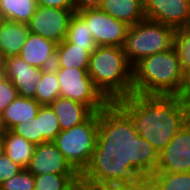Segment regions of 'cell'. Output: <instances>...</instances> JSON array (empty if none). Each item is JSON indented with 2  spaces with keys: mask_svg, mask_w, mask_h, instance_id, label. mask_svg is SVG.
<instances>
[{
  "mask_svg": "<svg viewBox=\"0 0 190 190\" xmlns=\"http://www.w3.org/2000/svg\"><path fill=\"white\" fill-rule=\"evenodd\" d=\"M114 152L118 165L144 168L190 119L177 96L132 94L113 105Z\"/></svg>",
  "mask_w": 190,
  "mask_h": 190,
  "instance_id": "obj_1",
  "label": "cell"
},
{
  "mask_svg": "<svg viewBox=\"0 0 190 190\" xmlns=\"http://www.w3.org/2000/svg\"><path fill=\"white\" fill-rule=\"evenodd\" d=\"M53 142L81 176L107 171L117 164L114 112H93L81 124L61 131Z\"/></svg>",
  "mask_w": 190,
  "mask_h": 190,
  "instance_id": "obj_2",
  "label": "cell"
},
{
  "mask_svg": "<svg viewBox=\"0 0 190 190\" xmlns=\"http://www.w3.org/2000/svg\"><path fill=\"white\" fill-rule=\"evenodd\" d=\"M87 72L96 89L112 106L133 94V66L122 47L97 46L90 54Z\"/></svg>",
  "mask_w": 190,
  "mask_h": 190,
  "instance_id": "obj_3",
  "label": "cell"
},
{
  "mask_svg": "<svg viewBox=\"0 0 190 190\" xmlns=\"http://www.w3.org/2000/svg\"><path fill=\"white\" fill-rule=\"evenodd\" d=\"M183 81L174 47L142 58L133 66V94L176 96Z\"/></svg>",
  "mask_w": 190,
  "mask_h": 190,
  "instance_id": "obj_4",
  "label": "cell"
},
{
  "mask_svg": "<svg viewBox=\"0 0 190 190\" xmlns=\"http://www.w3.org/2000/svg\"><path fill=\"white\" fill-rule=\"evenodd\" d=\"M174 34L172 27L144 19L129 26L122 49L128 62L134 66L144 57L172 48Z\"/></svg>",
  "mask_w": 190,
  "mask_h": 190,
  "instance_id": "obj_5",
  "label": "cell"
},
{
  "mask_svg": "<svg viewBox=\"0 0 190 190\" xmlns=\"http://www.w3.org/2000/svg\"><path fill=\"white\" fill-rule=\"evenodd\" d=\"M60 83V97L86 105L92 112H113V106L96 89L88 69L54 68Z\"/></svg>",
  "mask_w": 190,
  "mask_h": 190,
  "instance_id": "obj_6",
  "label": "cell"
},
{
  "mask_svg": "<svg viewBox=\"0 0 190 190\" xmlns=\"http://www.w3.org/2000/svg\"><path fill=\"white\" fill-rule=\"evenodd\" d=\"M140 172H190V119Z\"/></svg>",
  "mask_w": 190,
  "mask_h": 190,
  "instance_id": "obj_7",
  "label": "cell"
},
{
  "mask_svg": "<svg viewBox=\"0 0 190 190\" xmlns=\"http://www.w3.org/2000/svg\"><path fill=\"white\" fill-rule=\"evenodd\" d=\"M88 23L97 46L122 47L129 26L100 8H87L77 12Z\"/></svg>",
  "mask_w": 190,
  "mask_h": 190,
  "instance_id": "obj_8",
  "label": "cell"
},
{
  "mask_svg": "<svg viewBox=\"0 0 190 190\" xmlns=\"http://www.w3.org/2000/svg\"><path fill=\"white\" fill-rule=\"evenodd\" d=\"M74 9L37 6L30 22L29 30L56 44L65 40L68 24Z\"/></svg>",
  "mask_w": 190,
  "mask_h": 190,
  "instance_id": "obj_9",
  "label": "cell"
},
{
  "mask_svg": "<svg viewBox=\"0 0 190 190\" xmlns=\"http://www.w3.org/2000/svg\"><path fill=\"white\" fill-rule=\"evenodd\" d=\"M33 176L52 173L57 175H80L63 156L53 141L35 146L33 156L26 168Z\"/></svg>",
  "mask_w": 190,
  "mask_h": 190,
  "instance_id": "obj_10",
  "label": "cell"
},
{
  "mask_svg": "<svg viewBox=\"0 0 190 190\" xmlns=\"http://www.w3.org/2000/svg\"><path fill=\"white\" fill-rule=\"evenodd\" d=\"M146 19L173 29L184 28L190 14V0H143Z\"/></svg>",
  "mask_w": 190,
  "mask_h": 190,
  "instance_id": "obj_11",
  "label": "cell"
},
{
  "mask_svg": "<svg viewBox=\"0 0 190 190\" xmlns=\"http://www.w3.org/2000/svg\"><path fill=\"white\" fill-rule=\"evenodd\" d=\"M12 131L35 145L54 141L61 132L57 116L49 105L41 106L31 121L16 125Z\"/></svg>",
  "mask_w": 190,
  "mask_h": 190,
  "instance_id": "obj_12",
  "label": "cell"
},
{
  "mask_svg": "<svg viewBox=\"0 0 190 190\" xmlns=\"http://www.w3.org/2000/svg\"><path fill=\"white\" fill-rule=\"evenodd\" d=\"M42 69L33 67L19 55L4 58L2 75L17 89L18 96L33 98Z\"/></svg>",
  "mask_w": 190,
  "mask_h": 190,
  "instance_id": "obj_13",
  "label": "cell"
},
{
  "mask_svg": "<svg viewBox=\"0 0 190 190\" xmlns=\"http://www.w3.org/2000/svg\"><path fill=\"white\" fill-rule=\"evenodd\" d=\"M56 49L55 42L30 32L19 57L33 67L49 69L54 67Z\"/></svg>",
  "mask_w": 190,
  "mask_h": 190,
  "instance_id": "obj_14",
  "label": "cell"
},
{
  "mask_svg": "<svg viewBox=\"0 0 190 190\" xmlns=\"http://www.w3.org/2000/svg\"><path fill=\"white\" fill-rule=\"evenodd\" d=\"M49 106L58 118L61 131L81 124L93 113L86 105L60 96Z\"/></svg>",
  "mask_w": 190,
  "mask_h": 190,
  "instance_id": "obj_15",
  "label": "cell"
},
{
  "mask_svg": "<svg viewBox=\"0 0 190 190\" xmlns=\"http://www.w3.org/2000/svg\"><path fill=\"white\" fill-rule=\"evenodd\" d=\"M29 33L28 24L5 20L0 25V54L2 57L19 55Z\"/></svg>",
  "mask_w": 190,
  "mask_h": 190,
  "instance_id": "obj_16",
  "label": "cell"
},
{
  "mask_svg": "<svg viewBox=\"0 0 190 190\" xmlns=\"http://www.w3.org/2000/svg\"><path fill=\"white\" fill-rule=\"evenodd\" d=\"M99 8L128 26L146 19L143 0H103Z\"/></svg>",
  "mask_w": 190,
  "mask_h": 190,
  "instance_id": "obj_17",
  "label": "cell"
},
{
  "mask_svg": "<svg viewBox=\"0 0 190 190\" xmlns=\"http://www.w3.org/2000/svg\"><path fill=\"white\" fill-rule=\"evenodd\" d=\"M41 105L33 98L18 96L2 112V118L8 130L20 123L31 122L38 113Z\"/></svg>",
  "mask_w": 190,
  "mask_h": 190,
  "instance_id": "obj_18",
  "label": "cell"
},
{
  "mask_svg": "<svg viewBox=\"0 0 190 190\" xmlns=\"http://www.w3.org/2000/svg\"><path fill=\"white\" fill-rule=\"evenodd\" d=\"M86 176L100 190H132V169L118 164L107 171Z\"/></svg>",
  "mask_w": 190,
  "mask_h": 190,
  "instance_id": "obj_19",
  "label": "cell"
},
{
  "mask_svg": "<svg viewBox=\"0 0 190 190\" xmlns=\"http://www.w3.org/2000/svg\"><path fill=\"white\" fill-rule=\"evenodd\" d=\"M90 54L86 47H79L64 40L57 44L53 68L88 69Z\"/></svg>",
  "mask_w": 190,
  "mask_h": 190,
  "instance_id": "obj_20",
  "label": "cell"
},
{
  "mask_svg": "<svg viewBox=\"0 0 190 190\" xmlns=\"http://www.w3.org/2000/svg\"><path fill=\"white\" fill-rule=\"evenodd\" d=\"M4 153L16 164L26 169L33 152L35 144L27 141L20 135L8 130L3 136Z\"/></svg>",
  "mask_w": 190,
  "mask_h": 190,
  "instance_id": "obj_21",
  "label": "cell"
},
{
  "mask_svg": "<svg viewBox=\"0 0 190 190\" xmlns=\"http://www.w3.org/2000/svg\"><path fill=\"white\" fill-rule=\"evenodd\" d=\"M156 190H190V172H140Z\"/></svg>",
  "mask_w": 190,
  "mask_h": 190,
  "instance_id": "obj_22",
  "label": "cell"
},
{
  "mask_svg": "<svg viewBox=\"0 0 190 190\" xmlns=\"http://www.w3.org/2000/svg\"><path fill=\"white\" fill-rule=\"evenodd\" d=\"M65 41L79 47H86V51L90 53L97 48L88 23L77 12H74L70 18Z\"/></svg>",
  "mask_w": 190,
  "mask_h": 190,
  "instance_id": "obj_23",
  "label": "cell"
},
{
  "mask_svg": "<svg viewBox=\"0 0 190 190\" xmlns=\"http://www.w3.org/2000/svg\"><path fill=\"white\" fill-rule=\"evenodd\" d=\"M33 99L41 106L50 105L60 96V83L54 68L42 70Z\"/></svg>",
  "mask_w": 190,
  "mask_h": 190,
  "instance_id": "obj_24",
  "label": "cell"
},
{
  "mask_svg": "<svg viewBox=\"0 0 190 190\" xmlns=\"http://www.w3.org/2000/svg\"><path fill=\"white\" fill-rule=\"evenodd\" d=\"M34 0H0V10L5 20L28 24L37 9Z\"/></svg>",
  "mask_w": 190,
  "mask_h": 190,
  "instance_id": "obj_25",
  "label": "cell"
},
{
  "mask_svg": "<svg viewBox=\"0 0 190 190\" xmlns=\"http://www.w3.org/2000/svg\"><path fill=\"white\" fill-rule=\"evenodd\" d=\"M81 175L45 173L34 176V190H77Z\"/></svg>",
  "mask_w": 190,
  "mask_h": 190,
  "instance_id": "obj_26",
  "label": "cell"
},
{
  "mask_svg": "<svg viewBox=\"0 0 190 190\" xmlns=\"http://www.w3.org/2000/svg\"><path fill=\"white\" fill-rule=\"evenodd\" d=\"M173 47L180 60L182 72L190 69V31L185 28L175 29Z\"/></svg>",
  "mask_w": 190,
  "mask_h": 190,
  "instance_id": "obj_27",
  "label": "cell"
},
{
  "mask_svg": "<svg viewBox=\"0 0 190 190\" xmlns=\"http://www.w3.org/2000/svg\"><path fill=\"white\" fill-rule=\"evenodd\" d=\"M34 184V176L27 169H22L2 183L0 187L3 190H34Z\"/></svg>",
  "mask_w": 190,
  "mask_h": 190,
  "instance_id": "obj_28",
  "label": "cell"
},
{
  "mask_svg": "<svg viewBox=\"0 0 190 190\" xmlns=\"http://www.w3.org/2000/svg\"><path fill=\"white\" fill-rule=\"evenodd\" d=\"M18 97L17 89L13 86L12 82L0 76V113L8 107V105Z\"/></svg>",
  "mask_w": 190,
  "mask_h": 190,
  "instance_id": "obj_29",
  "label": "cell"
},
{
  "mask_svg": "<svg viewBox=\"0 0 190 190\" xmlns=\"http://www.w3.org/2000/svg\"><path fill=\"white\" fill-rule=\"evenodd\" d=\"M23 168L14 163L5 153L0 158V185L19 173Z\"/></svg>",
  "mask_w": 190,
  "mask_h": 190,
  "instance_id": "obj_30",
  "label": "cell"
},
{
  "mask_svg": "<svg viewBox=\"0 0 190 190\" xmlns=\"http://www.w3.org/2000/svg\"><path fill=\"white\" fill-rule=\"evenodd\" d=\"M176 96L190 110V69L183 72L182 85Z\"/></svg>",
  "mask_w": 190,
  "mask_h": 190,
  "instance_id": "obj_31",
  "label": "cell"
},
{
  "mask_svg": "<svg viewBox=\"0 0 190 190\" xmlns=\"http://www.w3.org/2000/svg\"><path fill=\"white\" fill-rule=\"evenodd\" d=\"M132 190H156L137 169H132Z\"/></svg>",
  "mask_w": 190,
  "mask_h": 190,
  "instance_id": "obj_32",
  "label": "cell"
},
{
  "mask_svg": "<svg viewBox=\"0 0 190 190\" xmlns=\"http://www.w3.org/2000/svg\"><path fill=\"white\" fill-rule=\"evenodd\" d=\"M38 6L74 9L73 0H39Z\"/></svg>",
  "mask_w": 190,
  "mask_h": 190,
  "instance_id": "obj_33",
  "label": "cell"
},
{
  "mask_svg": "<svg viewBox=\"0 0 190 190\" xmlns=\"http://www.w3.org/2000/svg\"><path fill=\"white\" fill-rule=\"evenodd\" d=\"M103 0H73L74 11L78 12L87 8H99Z\"/></svg>",
  "mask_w": 190,
  "mask_h": 190,
  "instance_id": "obj_34",
  "label": "cell"
},
{
  "mask_svg": "<svg viewBox=\"0 0 190 190\" xmlns=\"http://www.w3.org/2000/svg\"><path fill=\"white\" fill-rule=\"evenodd\" d=\"M77 190H100L87 176H82Z\"/></svg>",
  "mask_w": 190,
  "mask_h": 190,
  "instance_id": "obj_35",
  "label": "cell"
},
{
  "mask_svg": "<svg viewBox=\"0 0 190 190\" xmlns=\"http://www.w3.org/2000/svg\"><path fill=\"white\" fill-rule=\"evenodd\" d=\"M7 131H8V129L4 123V119L2 118V114L0 113V137H3Z\"/></svg>",
  "mask_w": 190,
  "mask_h": 190,
  "instance_id": "obj_36",
  "label": "cell"
},
{
  "mask_svg": "<svg viewBox=\"0 0 190 190\" xmlns=\"http://www.w3.org/2000/svg\"><path fill=\"white\" fill-rule=\"evenodd\" d=\"M4 154V141L3 137H0V158Z\"/></svg>",
  "mask_w": 190,
  "mask_h": 190,
  "instance_id": "obj_37",
  "label": "cell"
},
{
  "mask_svg": "<svg viewBox=\"0 0 190 190\" xmlns=\"http://www.w3.org/2000/svg\"><path fill=\"white\" fill-rule=\"evenodd\" d=\"M3 63H4V58L0 54V75H2L3 72Z\"/></svg>",
  "mask_w": 190,
  "mask_h": 190,
  "instance_id": "obj_38",
  "label": "cell"
},
{
  "mask_svg": "<svg viewBox=\"0 0 190 190\" xmlns=\"http://www.w3.org/2000/svg\"><path fill=\"white\" fill-rule=\"evenodd\" d=\"M184 28L187 29L188 31H190V14H189V18H188L187 24L185 25Z\"/></svg>",
  "mask_w": 190,
  "mask_h": 190,
  "instance_id": "obj_39",
  "label": "cell"
},
{
  "mask_svg": "<svg viewBox=\"0 0 190 190\" xmlns=\"http://www.w3.org/2000/svg\"><path fill=\"white\" fill-rule=\"evenodd\" d=\"M5 21L2 11L0 10V25Z\"/></svg>",
  "mask_w": 190,
  "mask_h": 190,
  "instance_id": "obj_40",
  "label": "cell"
}]
</instances>
